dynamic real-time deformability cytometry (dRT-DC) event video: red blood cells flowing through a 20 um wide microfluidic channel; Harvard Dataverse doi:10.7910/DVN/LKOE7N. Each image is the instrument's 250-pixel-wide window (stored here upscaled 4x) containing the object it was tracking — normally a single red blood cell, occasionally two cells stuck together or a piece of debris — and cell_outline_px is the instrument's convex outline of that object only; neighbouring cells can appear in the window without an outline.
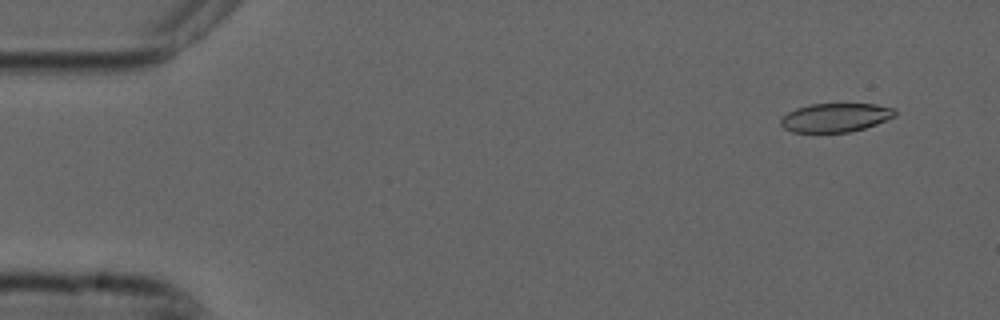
{"species": "common noctule bat (a hibernating species)", "species_latin": "Nyctalus noctula", "temperature_condition": "cold", "stored_images_in_passage": 53, "camera_frame_rate_fps": 3000, "um_per_image_px": 0.085, "animal": {"sex": "male", "forearm_length_mm": 52.5}, "frame": {"image": 1, "passage_image": 3, "time_ms": 0.667, "image_size_px": [1000, 320], "cell_outline_px": [[896, 116], [876, 124], [864, 128], [848, 132], [792, 132], [784, 128], [780, 124], [780, 120], [788, 112], [796, 108], [812, 104], [876, 104], [896, 108]], "centroid_in_image_um": [71.04, 9.99], "position_along_channel_um": 14.0, "area_um2": 19.13}}
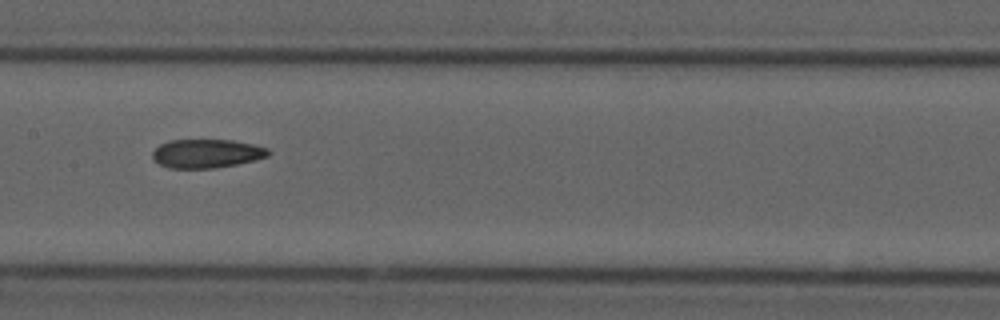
{"frame": {"image": 2, "passage_image": 26, "time_ms": 8.333, "image_size_px": [1000, 320], "cell_outline_px": [[272, 152], [268, 156], [256, 160], [216, 168], [168, 168], [152, 160], [152, 152], [160, 144], [168, 140], [232, 140], [252, 144], [268, 148]], "centroid_in_image_um": [17.56, 13.05], "position_along_channel_um": 189.8, "area_um2": 19.54}}
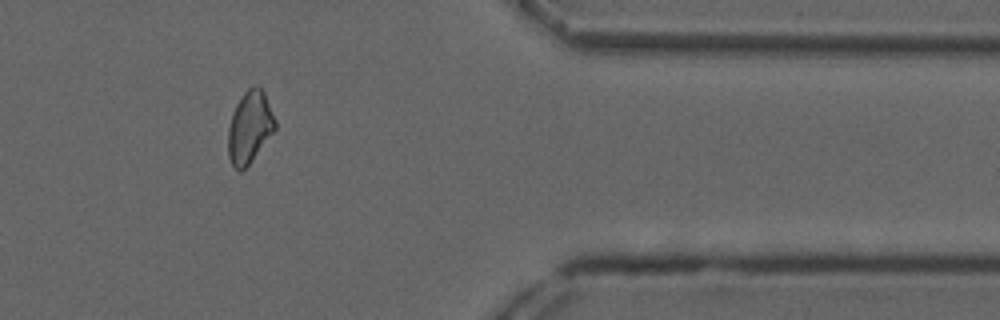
{"frame": {"image": 3, "passage_image": 44, "time_ms": 14.333, "image_size_px": [1000, 320], "cell_outline_px": [[276, 128], [248, 164], [240, 172], [232, 164], [228, 156], [228, 128], [232, 112], [236, 104], [244, 92], [248, 88], [260, 88], [264, 92], [276, 120]], "centroid_in_image_um": [21.21, 10.81], "position_along_channel_um": 390.2, "area_um2": 19.31}, "authors_computed_cell_mechanics": {"area_um2": 20.1722, "velocity_mm_per_s": 3.7278, "shape_relaxation_time_tau1_ms": null, "shape_relaxation_time_tau2_ms": 3.8853, "deformation_change_tau1": null, "deformation_change_tau2": 0.0842}}